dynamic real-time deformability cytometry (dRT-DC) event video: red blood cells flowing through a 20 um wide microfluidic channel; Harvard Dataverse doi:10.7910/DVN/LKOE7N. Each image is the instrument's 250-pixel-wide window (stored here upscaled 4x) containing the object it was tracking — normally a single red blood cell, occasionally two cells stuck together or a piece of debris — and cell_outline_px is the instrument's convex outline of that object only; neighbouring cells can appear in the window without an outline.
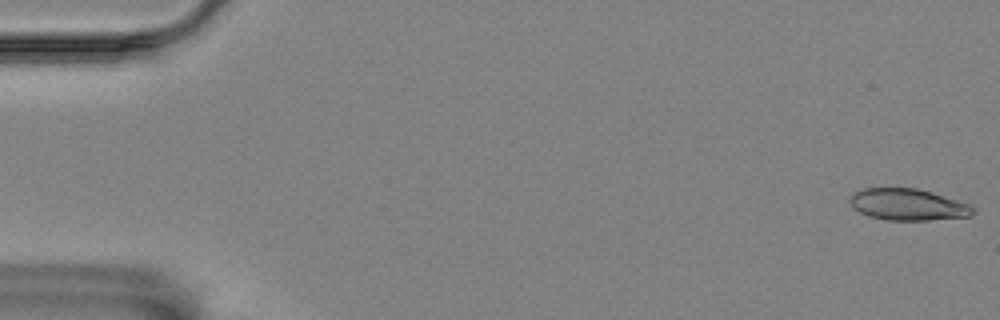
{"species": "Egyptian fruit bat (a non-hibernating species)", "species_latin": "Rousettus aegyptiacus", "temperature_condition": "room temperature", "stored_images_in_passage": 56, "camera_frame_rate_fps": 3000, "um_per_image_px": 0.085, "animal": {"sex": "female"}, "frame": {"image": 1, "passage_image": 1, "time_ms": 0.0, "image_size_px": [1000, 320], "cell_outline_px": [[972, 216], [928, 220], [888, 220], [868, 216], [852, 208], [848, 200], [856, 192], [864, 188], [916, 188], [932, 192], [968, 204], [972, 208]], "centroid_in_image_um": [77.12, 17.39], "position_along_channel_um": 7.9, "area_um2": 22.43}}
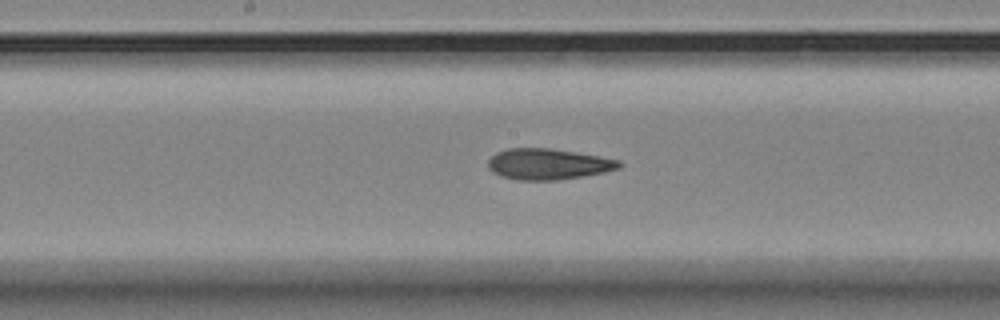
{"frame": {"image": 2, "passage_image": 29, "time_ms": 9.333, "image_size_px": [1000, 320], "cell_outline_px": [[620, 168], [604, 172], [556, 180], [516, 180], [500, 176], [492, 172], [488, 168], [488, 160], [496, 152], [508, 148], [548, 148], [576, 152], [620, 160]], "centroid_in_image_um": [46.54, 13.95], "position_along_channel_um": 201.7, "area_um2": 23.52}}
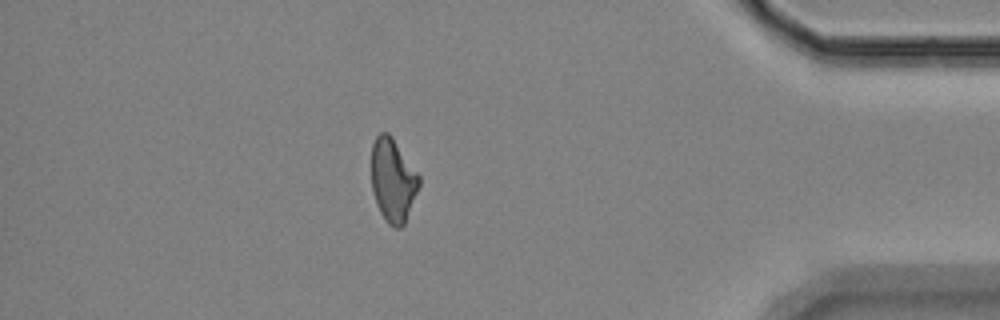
{"frame": {"image": 3, "passage_image": 49, "time_ms": 16.0, "image_size_px": [1000, 320], "cell_outline_px": [[420, 184], [404, 224], [400, 228], [396, 228], [388, 224], [380, 212], [372, 188], [372, 144], [376, 136], [380, 132], [388, 132], [392, 136], [420, 176]], "centroid_in_image_um": [33.4, 15.29], "position_along_channel_um": 401.8, "area_um2": 22.95}, "authors_computed_cell_mechanics": {"area_um2": 23.4379, "velocity_mm_per_s": 3.567, "shape_relaxation_time_tau1_ms": 8.6629, "shape_relaxation_time_tau2_ms": 4.1213, "deformation_change_tau1": 0.1774, "deformation_change_tau2": 0.1303}}